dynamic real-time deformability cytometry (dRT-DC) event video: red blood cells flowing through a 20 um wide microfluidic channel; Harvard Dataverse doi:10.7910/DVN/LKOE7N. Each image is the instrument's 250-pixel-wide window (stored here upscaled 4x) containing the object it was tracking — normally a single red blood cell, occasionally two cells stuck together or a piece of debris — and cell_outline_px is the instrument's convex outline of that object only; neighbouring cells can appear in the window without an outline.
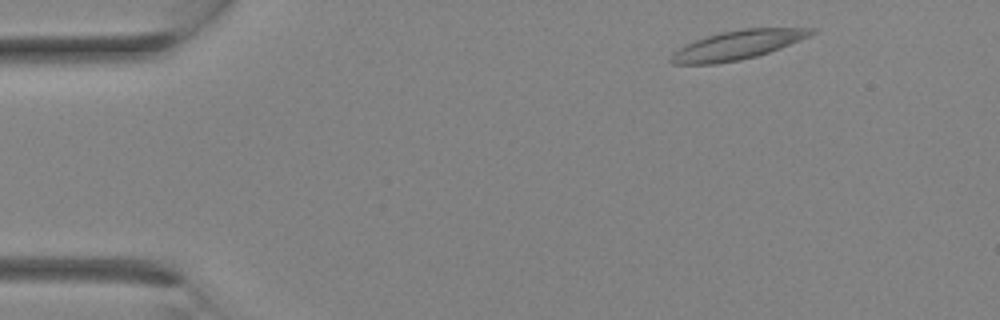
{"species": "Egyptian fruit bat (a non-hibernating species)", "species_latin": "Rousettus aegyptiacus", "temperature_condition": "room temperature", "stored_images_in_passage": 9, "camera_frame_rate_fps": 3000, "um_per_image_px": 0.085, "animal": {"sex": "female"}, "frame": {"image": 1, "passage_image": 2, "time_ms": 0.333, "image_size_px": [1000, 320], "cell_outline_px": [[816, 32], [800, 40], [780, 48], [756, 56], [740, 60], [716, 64], [672, 64], [668, 60], [668, 56], [672, 52], [684, 44], [720, 32], [744, 28], [816, 28]], "centroid_in_image_um": [62.62, 3.83], "position_along_channel_um": 22.4, "area_um2": 23.76}}
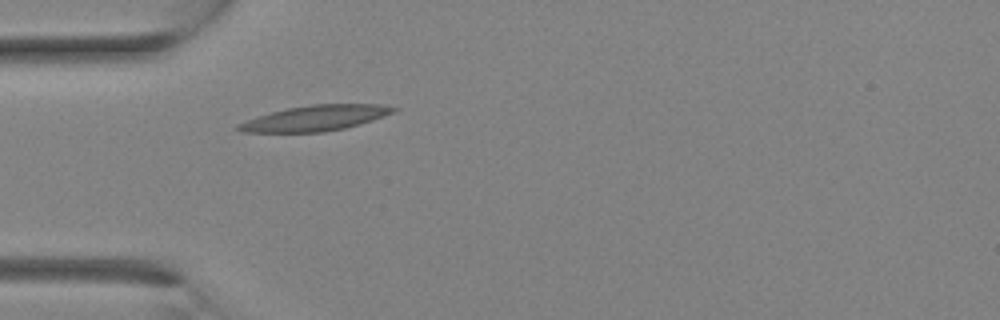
{"frame": {"image": 2, "passage_image": 7, "time_ms": 2.0, "image_size_px": [1000, 320], "cell_outline_px": [[400, 108], [396, 112], [372, 120], [344, 128], [324, 132], [244, 132], [236, 128], [236, 124], [272, 112], [288, 108], [312, 104], [380, 104]], "centroid_in_image_um": [26.86, 10.03], "position_along_channel_um": 58.1, "area_um2": 22.77}}
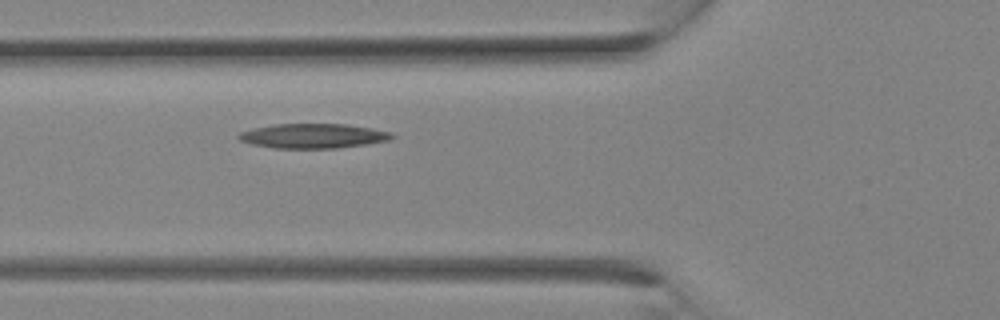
{"frame": {"image": 3, "passage_image": 9, "time_ms": 2.667, "image_size_px": [1000, 320], "cell_outline_px": [[396, 136], [392, 140], [340, 148], [272, 148], [252, 144], [240, 140], [236, 136], [240, 132], [272, 124], [348, 124], [372, 128], [392, 132]], "centroid_in_image_um": [26.67, 11.55], "position_along_channel_um": 99.1, "area_um2": 22.14}}